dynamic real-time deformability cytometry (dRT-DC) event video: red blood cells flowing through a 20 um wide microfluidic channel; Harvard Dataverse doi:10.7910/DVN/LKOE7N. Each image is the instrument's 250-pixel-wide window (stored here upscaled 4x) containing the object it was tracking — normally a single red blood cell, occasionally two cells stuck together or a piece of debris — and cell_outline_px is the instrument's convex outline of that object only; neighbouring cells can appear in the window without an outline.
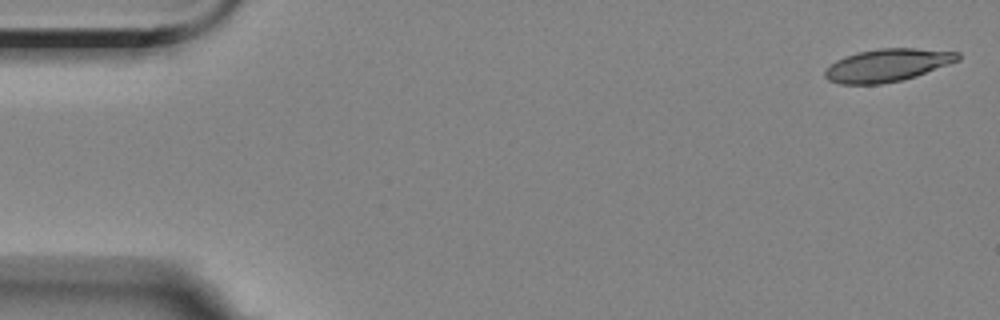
{"species": "Egyptian fruit bat (a non-hibernating species)", "species_latin": "Rousettus aegyptiacus", "temperature_condition": "room temperature", "stored_images_in_passage": 5, "camera_frame_rate_fps": 3000, "um_per_image_px": 0.085, "animal": {"sex": "female"}, "frame": {"image": 1, "passage_image": 1, "time_ms": 0.0, "image_size_px": [1000, 320], "cell_outline_px": [[960, 60], [916, 76], [900, 80], [880, 84], [840, 84], [828, 80], [824, 76], [824, 72], [828, 64], [844, 56], [856, 52], [880, 48], [916, 48], [960, 52]], "centroid_in_image_um": [75.39, 5.53], "position_along_channel_um": 9.6, "area_um2": 25.49}}
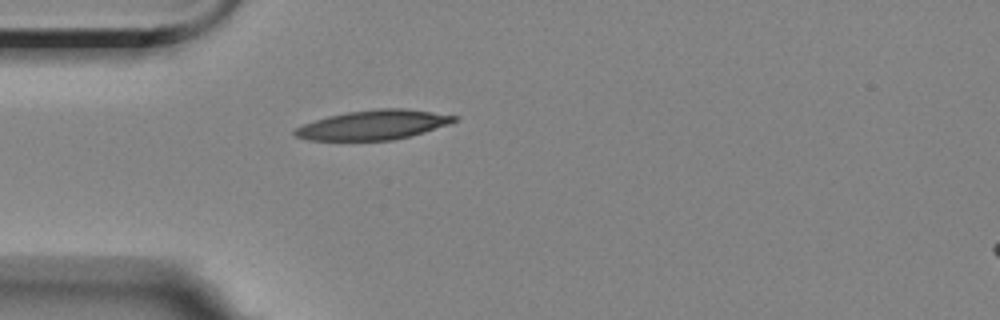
{"frame": {"image": 2, "passage_image": 5, "time_ms": 4.667, "image_size_px": [1000, 320], "cell_outline_px": [[460, 116], [456, 120], [448, 124], [408, 136], [392, 140], [308, 140], [296, 136], [292, 132], [296, 128], [304, 124], [328, 116], [348, 112], [376, 108], [404, 108]], "centroid_in_image_um": [31.72, 10.61], "position_along_channel_um": 53.3, "area_um2": 27.05}}